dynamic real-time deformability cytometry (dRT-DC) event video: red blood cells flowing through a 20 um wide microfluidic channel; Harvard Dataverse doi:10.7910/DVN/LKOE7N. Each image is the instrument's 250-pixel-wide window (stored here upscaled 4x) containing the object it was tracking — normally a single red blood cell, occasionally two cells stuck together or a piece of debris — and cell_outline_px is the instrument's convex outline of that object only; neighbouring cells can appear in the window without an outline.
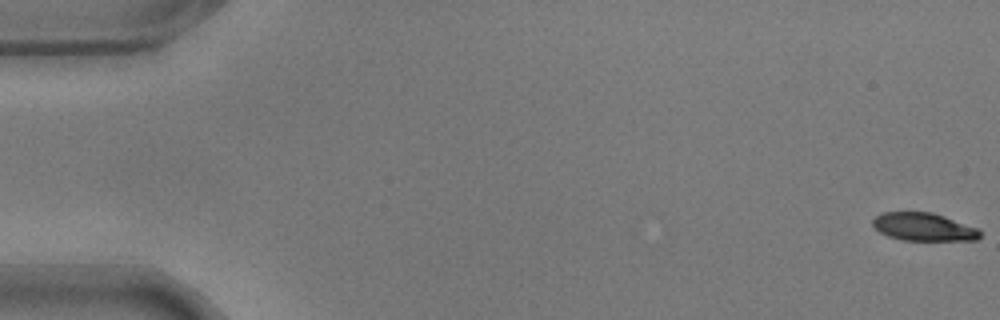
{"species": "common noctule bat (a hibernating species)", "species_latin": "Nyctalus noctula", "temperature_condition": "warm", "stored_images_in_passage": 58, "camera_frame_rate_fps": 3000, "um_per_image_px": 0.085, "animal": {"sex": "male", "body_mass_g": 17.9}, "frame": {"image": 1, "passage_image": 1, "time_ms": 0.0, "image_size_px": [1000, 320], "cell_outline_px": [[980, 236], [976, 240], [904, 240], [888, 236], [880, 232], [872, 224], [872, 220], [880, 212], [932, 212], [980, 228]], "centroid_in_image_um": [78.52, 19.28], "position_along_channel_um": 6.5, "area_um2": 17.51}}
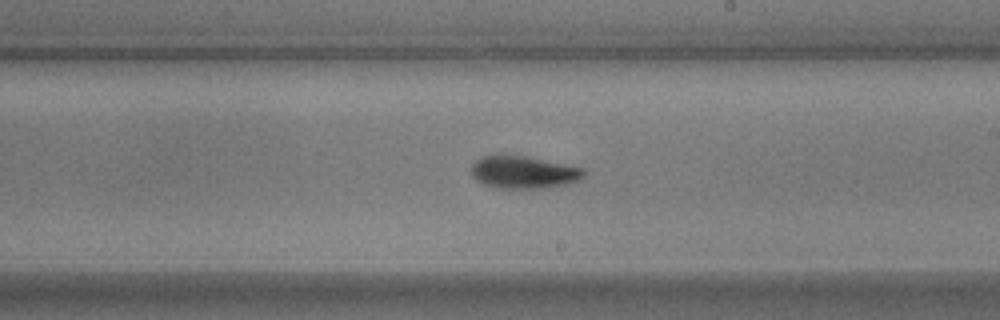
{"frame": {"image": 2, "passage_image": 34, "time_ms": 11.0, "image_size_px": [1000, 320], "cell_outline_px": [[584, 176], [580, 180], [568, 184], [548, 188], [496, 188], [484, 184], [476, 180], [472, 176], [472, 164], [480, 156], [528, 156], [584, 168]], "centroid_in_image_um": [44.53, 14.65], "position_along_channel_um": 244.5, "area_um2": 21.33}}
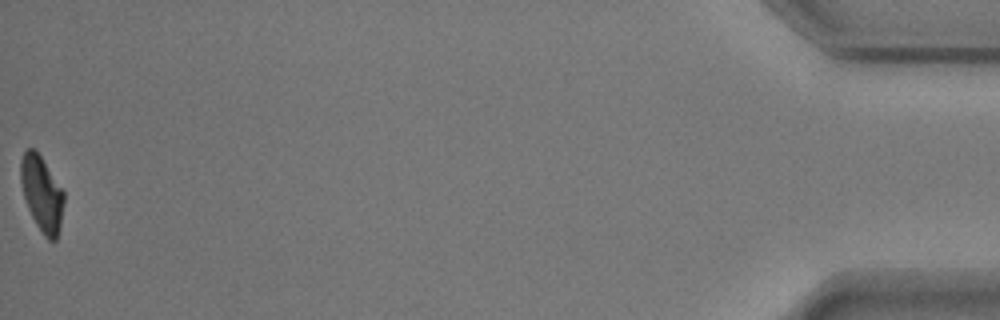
{"frame": {"image": 3, "passage_image": 58, "time_ms": 19.0, "image_size_px": [1000, 320], "cell_outline_px": [[64, 200], [60, 228], [56, 240], [48, 240], [44, 236], [36, 224], [28, 208], [24, 196], [20, 180], [20, 160], [24, 152], [28, 148], [36, 148], [64, 192]], "centroid_in_image_um": [3.55, 16.44], "position_along_channel_um": 431.7, "area_um2": 18.96}, "authors_computed_cell_mechanics": {"area_um2": 20.5479, "velocity_mm_per_s": 3.5516, "shape_relaxation_time_tau1_ms": 3.4121, "shape_relaxation_time_tau2_ms": 3.702, "deformation_change_tau1": 0.1471, "deformation_change_tau2": 0.0836}}